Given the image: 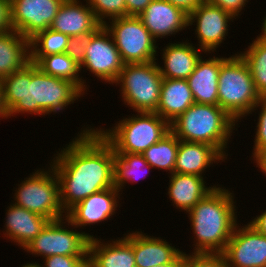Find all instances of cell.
Returning a JSON list of instances; mask_svg holds the SVG:
<instances>
[{
  "label": "cell",
  "instance_id": "ac0fdd59",
  "mask_svg": "<svg viewBox=\"0 0 266 267\" xmlns=\"http://www.w3.org/2000/svg\"><path fill=\"white\" fill-rule=\"evenodd\" d=\"M9 205L5 213L3 237L24 249L51 220L16 204Z\"/></svg>",
  "mask_w": 266,
  "mask_h": 267
},
{
  "label": "cell",
  "instance_id": "8d00e7d4",
  "mask_svg": "<svg viewBox=\"0 0 266 267\" xmlns=\"http://www.w3.org/2000/svg\"><path fill=\"white\" fill-rule=\"evenodd\" d=\"M213 6L220 7L224 11L230 13L235 19L242 15V10L245 9L249 0H205Z\"/></svg>",
  "mask_w": 266,
  "mask_h": 267
},
{
  "label": "cell",
  "instance_id": "f546056e",
  "mask_svg": "<svg viewBox=\"0 0 266 267\" xmlns=\"http://www.w3.org/2000/svg\"><path fill=\"white\" fill-rule=\"evenodd\" d=\"M249 44L238 54L248 65L258 94L266 99V43L254 39Z\"/></svg>",
  "mask_w": 266,
  "mask_h": 267
},
{
  "label": "cell",
  "instance_id": "8fae6325",
  "mask_svg": "<svg viewBox=\"0 0 266 267\" xmlns=\"http://www.w3.org/2000/svg\"><path fill=\"white\" fill-rule=\"evenodd\" d=\"M234 19L230 13L204 0L188 15V29L196 25L194 34L199 43L197 47L199 46L208 55L214 54L217 52L216 49L224 43L223 41L228 36L230 22Z\"/></svg>",
  "mask_w": 266,
  "mask_h": 267
},
{
  "label": "cell",
  "instance_id": "bcb514c9",
  "mask_svg": "<svg viewBox=\"0 0 266 267\" xmlns=\"http://www.w3.org/2000/svg\"><path fill=\"white\" fill-rule=\"evenodd\" d=\"M22 267H37L36 265L33 264H23Z\"/></svg>",
  "mask_w": 266,
  "mask_h": 267
},
{
  "label": "cell",
  "instance_id": "5b68a950",
  "mask_svg": "<svg viewBox=\"0 0 266 267\" xmlns=\"http://www.w3.org/2000/svg\"><path fill=\"white\" fill-rule=\"evenodd\" d=\"M261 100L246 62L238 52L230 55L220 66L218 106L241 122Z\"/></svg>",
  "mask_w": 266,
  "mask_h": 267
},
{
  "label": "cell",
  "instance_id": "d4e9b609",
  "mask_svg": "<svg viewBox=\"0 0 266 267\" xmlns=\"http://www.w3.org/2000/svg\"><path fill=\"white\" fill-rule=\"evenodd\" d=\"M195 103L186 79L163 78L156 113L171 124Z\"/></svg>",
  "mask_w": 266,
  "mask_h": 267
},
{
  "label": "cell",
  "instance_id": "b9f144b4",
  "mask_svg": "<svg viewBox=\"0 0 266 267\" xmlns=\"http://www.w3.org/2000/svg\"><path fill=\"white\" fill-rule=\"evenodd\" d=\"M251 157V159L255 162L256 167L260 168L259 171L261 170V172L266 176V149L252 153Z\"/></svg>",
  "mask_w": 266,
  "mask_h": 267
},
{
  "label": "cell",
  "instance_id": "f35d334b",
  "mask_svg": "<svg viewBox=\"0 0 266 267\" xmlns=\"http://www.w3.org/2000/svg\"><path fill=\"white\" fill-rule=\"evenodd\" d=\"M153 0H125L127 16H139Z\"/></svg>",
  "mask_w": 266,
  "mask_h": 267
},
{
  "label": "cell",
  "instance_id": "7bdbcfd3",
  "mask_svg": "<svg viewBox=\"0 0 266 267\" xmlns=\"http://www.w3.org/2000/svg\"><path fill=\"white\" fill-rule=\"evenodd\" d=\"M152 267H185V252L181 251L172 261L167 264Z\"/></svg>",
  "mask_w": 266,
  "mask_h": 267
},
{
  "label": "cell",
  "instance_id": "f6af8a7d",
  "mask_svg": "<svg viewBox=\"0 0 266 267\" xmlns=\"http://www.w3.org/2000/svg\"><path fill=\"white\" fill-rule=\"evenodd\" d=\"M261 24V33L259 36L257 35L256 39L260 42L266 43V14Z\"/></svg>",
  "mask_w": 266,
  "mask_h": 267
},
{
  "label": "cell",
  "instance_id": "7402d4cb",
  "mask_svg": "<svg viewBox=\"0 0 266 267\" xmlns=\"http://www.w3.org/2000/svg\"><path fill=\"white\" fill-rule=\"evenodd\" d=\"M224 160L226 158L211 145L180 140L174 173L204 177L206 169Z\"/></svg>",
  "mask_w": 266,
  "mask_h": 267
},
{
  "label": "cell",
  "instance_id": "30bf717a",
  "mask_svg": "<svg viewBox=\"0 0 266 267\" xmlns=\"http://www.w3.org/2000/svg\"><path fill=\"white\" fill-rule=\"evenodd\" d=\"M94 238V235L78 231L64 217L50 221L23 250L36 257L42 256L43 259L54 255L88 256V244Z\"/></svg>",
  "mask_w": 266,
  "mask_h": 267
},
{
  "label": "cell",
  "instance_id": "5bb4252c",
  "mask_svg": "<svg viewBox=\"0 0 266 267\" xmlns=\"http://www.w3.org/2000/svg\"><path fill=\"white\" fill-rule=\"evenodd\" d=\"M64 0H10L11 27L27 39L48 29Z\"/></svg>",
  "mask_w": 266,
  "mask_h": 267
},
{
  "label": "cell",
  "instance_id": "83f0119b",
  "mask_svg": "<svg viewBox=\"0 0 266 267\" xmlns=\"http://www.w3.org/2000/svg\"><path fill=\"white\" fill-rule=\"evenodd\" d=\"M153 169L142 154L115 153L114 186L123 192L126 184L138 182ZM147 173V174H146ZM145 174V175H144Z\"/></svg>",
  "mask_w": 266,
  "mask_h": 267
},
{
  "label": "cell",
  "instance_id": "d590c367",
  "mask_svg": "<svg viewBox=\"0 0 266 267\" xmlns=\"http://www.w3.org/2000/svg\"><path fill=\"white\" fill-rule=\"evenodd\" d=\"M260 109L255 131V139L252 153L266 149V99H262L252 110V113Z\"/></svg>",
  "mask_w": 266,
  "mask_h": 267
},
{
  "label": "cell",
  "instance_id": "7c38bea8",
  "mask_svg": "<svg viewBox=\"0 0 266 267\" xmlns=\"http://www.w3.org/2000/svg\"><path fill=\"white\" fill-rule=\"evenodd\" d=\"M124 66L111 34L103 26L85 49V59L80 66L94 74L101 82L112 84L118 79Z\"/></svg>",
  "mask_w": 266,
  "mask_h": 267
},
{
  "label": "cell",
  "instance_id": "6da1fadb",
  "mask_svg": "<svg viewBox=\"0 0 266 267\" xmlns=\"http://www.w3.org/2000/svg\"><path fill=\"white\" fill-rule=\"evenodd\" d=\"M86 126L49 163L58 176L65 213L91 194L114 187V150L93 126Z\"/></svg>",
  "mask_w": 266,
  "mask_h": 267
},
{
  "label": "cell",
  "instance_id": "3957f363",
  "mask_svg": "<svg viewBox=\"0 0 266 267\" xmlns=\"http://www.w3.org/2000/svg\"><path fill=\"white\" fill-rule=\"evenodd\" d=\"M234 193L223 185L216 187L186 214L193 231L192 253H222L237 221Z\"/></svg>",
  "mask_w": 266,
  "mask_h": 267
},
{
  "label": "cell",
  "instance_id": "484cf974",
  "mask_svg": "<svg viewBox=\"0 0 266 267\" xmlns=\"http://www.w3.org/2000/svg\"><path fill=\"white\" fill-rule=\"evenodd\" d=\"M30 62V40L15 30L0 33V79Z\"/></svg>",
  "mask_w": 266,
  "mask_h": 267
},
{
  "label": "cell",
  "instance_id": "74e56055",
  "mask_svg": "<svg viewBox=\"0 0 266 267\" xmlns=\"http://www.w3.org/2000/svg\"><path fill=\"white\" fill-rule=\"evenodd\" d=\"M12 30L10 0H0V33Z\"/></svg>",
  "mask_w": 266,
  "mask_h": 267
},
{
  "label": "cell",
  "instance_id": "836d02e7",
  "mask_svg": "<svg viewBox=\"0 0 266 267\" xmlns=\"http://www.w3.org/2000/svg\"><path fill=\"white\" fill-rule=\"evenodd\" d=\"M185 267H228L221 253L185 252Z\"/></svg>",
  "mask_w": 266,
  "mask_h": 267
},
{
  "label": "cell",
  "instance_id": "4dcf8cb0",
  "mask_svg": "<svg viewBox=\"0 0 266 267\" xmlns=\"http://www.w3.org/2000/svg\"><path fill=\"white\" fill-rule=\"evenodd\" d=\"M70 36L50 28L38 32L30 39V57L66 53Z\"/></svg>",
  "mask_w": 266,
  "mask_h": 267
},
{
  "label": "cell",
  "instance_id": "8992f818",
  "mask_svg": "<svg viewBox=\"0 0 266 267\" xmlns=\"http://www.w3.org/2000/svg\"><path fill=\"white\" fill-rule=\"evenodd\" d=\"M132 115L123 117L106 130L96 128L114 153L142 154L171 131L170 124L156 112H136Z\"/></svg>",
  "mask_w": 266,
  "mask_h": 267
},
{
  "label": "cell",
  "instance_id": "f1b7e54d",
  "mask_svg": "<svg viewBox=\"0 0 266 267\" xmlns=\"http://www.w3.org/2000/svg\"><path fill=\"white\" fill-rule=\"evenodd\" d=\"M179 139L170 131L160 141L152 144L142 155L152 167L164 170L170 174L174 173Z\"/></svg>",
  "mask_w": 266,
  "mask_h": 267
},
{
  "label": "cell",
  "instance_id": "9a60e30c",
  "mask_svg": "<svg viewBox=\"0 0 266 267\" xmlns=\"http://www.w3.org/2000/svg\"><path fill=\"white\" fill-rule=\"evenodd\" d=\"M121 194L115 186L91 194L73 206L66 213V218L77 228L83 229L87 225L93 226L104 220L108 221L116 214L117 207L120 208Z\"/></svg>",
  "mask_w": 266,
  "mask_h": 267
},
{
  "label": "cell",
  "instance_id": "ba28073f",
  "mask_svg": "<svg viewBox=\"0 0 266 267\" xmlns=\"http://www.w3.org/2000/svg\"><path fill=\"white\" fill-rule=\"evenodd\" d=\"M163 77L158 62L124 64L115 85L125 105L136 112H156Z\"/></svg>",
  "mask_w": 266,
  "mask_h": 267
},
{
  "label": "cell",
  "instance_id": "7a4b0ae2",
  "mask_svg": "<svg viewBox=\"0 0 266 267\" xmlns=\"http://www.w3.org/2000/svg\"><path fill=\"white\" fill-rule=\"evenodd\" d=\"M7 118L57 114L85 95L74 83L42 72L34 63L1 79ZM67 106V107H66Z\"/></svg>",
  "mask_w": 266,
  "mask_h": 267
},
{
  "label": "cell",
  "instance_id": "e0dca14e",
  "mask_svg": "<svg viewBox=\"0 0 266 267\" xmlns=\"http://www.w3.org/2000/svg\"><path fill=\"white\" fill-rule=\"evenodd\" d=\"M87 267H136L133 231L111 241L97 237L91 239L88 244Z\"/></svg>",
  "mask_w": 266,
  "mask_h": 267
},
{
  "label": "cell",
  "instance_id": "1f68e13d",
  "mask_svg": "<svg viewBox=\"0 0 266 267\" xmlns=\"http://www.w3.org/2000/svg\"><path fill=\"white\" fill-rule=\"evenodd\" d=\"M98 21L104 25L108 19L127 16L125 0H85Z\"/></svg>",
  "mask_w": 266,
  "mask_h": 267
},
{
  "label": "cell",
  "instance_id": "ab89813d",
  "mask_svg": "<svg viewBox=\"0 0 266 267\" xmlns=\"http://www.w3.org/2000/svg\"><path fill=\"white\" fill-rule=\"evenodd\" d=\"M174 6L182 9L188 15L204 0H166Z\"/></svg>",
  "mask_w": 266,
  "mask_h": 267
},
{
  "label": "cell",
  "instance_id": "9c48e42d",
  "mask_svg": "<svg viewBox=\"0 0 266 267\" xmlns=\"http://www.w3.org/2000/svg\"><path fill=\"white\" fill-rule=\"evenodd\" d=\"M103 26L111 34L124 64L148 63L159 59L156 57L157 48L160 49L158 43L138 16L114 18Z\"/></svg>",
  "mask_w": 266,
  "mask_h": 267
},
{
  "label": "cell",
  "instance_id": "d6a6232c",
  "mask_svg": "<svg viewBox=\"0 0 266 267\" xmlns=\"http://www.w3.org/2000/svg\"><path fill=\"white\" fill-rule=\"evenodd\" d=\"M103 27L101 25L95 32L78 34L69 38L66 54L78 65L85 59V49L90 44L91 38Z\"/></svg>",
  "mask_w": 266,
  "mask_h": 267
},
{
  "label": "cell",
  "instance_id": "4316f807",
  "mask_svg": "<svg viewBox=\"0 0 266 267\" xmlns=\"http://www.w3.org/2000/svg\"><path fill=\"white\" fill-rule=\"evenodd\" d=\"M30 62L34 63L42 72L68 80L74 83L84 94H88L89 87L86 80L79 73L80 65L73 61L66 53L50 54L44 57H30ZM86 91V92H85Z\"/></svg>",
  "mask_w": 266,
  "mask_h": 267
},
{
  "label": "cell",
  "instance_id": "52a82bcc",
  "mask_svg": "<svg viewBox=\"0 0 266 267\" xmlns=\"http://www.w3.org/2000/svg\"><path fill=\"white\" fill-rule=\"evenodd\" d=\"M47 168L35 169L14 188L13 204L55 221L66 217V213L60 201L58 176L51 165Z\"/></svg>",
  "mask_w": 266,
  "mask_h": 267
},
{
  "label": "cell",
  "instance_id": "60d3db41",
  "mask_svg": "<svg viewBox=\"0 0 266 267\" xmlns=\"http://www.w3.org/2000/svg\"><path fill=\"white\" fill-rule=\"evenodd\" d=\"M261 215H257L248 222L250 225H252L258 232L266 236V209Z\"/></svg>",
  "mask_w": 266,
  "mask_h": 267
},
{
  "label": "cell",
  "instance_id": "2e32d148",
  "mask_svg": "<svg viewBox=\"0 0 266 267\" xmlns=\"http://www.w3.org/2000/svg\"><path fill=\"white\" fill-rule=\"evenodd\" d=\"M138 17L155 40L188 27V14L166 0H153Z\"/></svg>",
  "mask_w": 266,
  "mask_h": 267
},
{
  "label": "cell",
  "instance_id": "ee69618b",
  "mask_svg": "<svg viewBox=\"0 0 266 267\" xmlns=\"http://www.w3.org/2000/svg\"><path fill=\"white\" fill-rule=\"evenodd\" d=\"M0 120L7 119V111L5 109L4 101H3V86L0 79Z\"/></svg>",
  "mask_w": 266,
  "mask_h": 267
},
{
  "label": "cell",
  "instance_id": "277c9868",
  "mask_svg": "<svg viewBox=\"0 0 266 267\" xmlns=\"http://www.w3.org/2000/svg\"><path fill=\"white\" fill-rule=\"evenodd\" d=\"M238 125L221 107L194 103L170 124V130L179 140L215 147L227 159V145Z\"/></svg>",
  "mask_w": 266,
  "mask_h": 267
},
{
  "label": "cell",
  "instance_id": "e575fe53",
  "mask_svg": "<svg viewBox=\"0 0 266 267\" xmlns=\"http://www.w3.org/2000/svg\"><path fill=\"white\" fill-rule=\"evenodd\" d=\"M32 262H28V264H33L37 267H87L88 256L54 255L45 257L43 265L38 262Z\"/></svg>",
  "mask_w": 266,
  "mask_h": 267
},
{
  "label": "cell",
  "instance_id": "44dd1931",
  "mask_svg": "<svg viewBox=\"0 0 266 267\" xmlns=\"http://www.w3.org/2000/svg\"><path fill=\"white\" fill-rule=\"evenodd\" d=\"M227 59L225 56L211 55L198 61L196 68L186 79L192 91L195 103L218 106V78L221 64Z\"/></svg>",
  "mask_w": 266,
  "mask_h": 267
},
{
  "label": "cell",
  "instance_id": "603a6c76",
  "mask_svg": "<svg viewBox=\"0 0 266 267\" xmlns=\"http://www.w3.org/2000/svg\"><path fill=\"white\" fill-rule=\"evenodd\" d=\"M168 194L167 196L172 201L173 206L179 211L187 213L200 200L205 198L218 185L207 186L204 177L193 174L173 173L168 176Z\"/></svg>",
  "mask_w": 266,
  "mask_h": 267
},
{
  "label": "cell",
  "instance_id": "ffe728a7",
  "mask_svg": "<svg viewBox=\"0 0 266 267\" xmlns=\"http://www.w3.org/2000/svg\"><path fill=\"white\" fill-rule=\"evenodd\" d=\"M101 25L87 2L64 0L49 28L72 37L95 32Z\"/></svg>",
  "mask_w": 266,
  "mask_h": 267
},
{
  "label": "cell",
  "instance_id": "d6986e66",
  "mask_svg": "<svg viewBox=\"0 0 266 267\" xmlns=\"http://www.w3.org/2000/svg\"><path fill=\"white\" fill-rule=\"evenodd\" d=\"M195 46L196 44L188 42L187 39L185 42L176 41V43L165 45V48L160 50L164 65L158 64L162 77L165 79H187L196 68L203 52L207 55L204 50Z\"/></svg>",
  "mask_w": 266,
  "mask_h": 267
},
{
  "label": "cell",
  "instance_id": "4fadbf2b",
  "mask_svg": "<svg viewBox=\"0 0 266 267\" xmlns=\"http://www.w3.org/2000/svg\"><path fill=\"white\" fill-rule=\"evenodd\" d=\"M221 254L228 267H266V236L249 223H237Z\"/></svg>",
  "mask_w": 266,
  "mask_h": 267
},
{
  "label": "cell",
  "instance_id": "cb8c5ba5",
  "mask_svg": "<svg viewBox=\"0 0 266 267\" xmlns=\"http://www.w3.org/2000/svg\"><path fill=\"white\" fill-rule=\"evenodd\" d=\"M133 251L136 267H152L167 264L180 252L179 248L161 237L133 231Z\"/></svg>",
  "mask_w": 266,
  "mask_h": 267
}]
</instances>
